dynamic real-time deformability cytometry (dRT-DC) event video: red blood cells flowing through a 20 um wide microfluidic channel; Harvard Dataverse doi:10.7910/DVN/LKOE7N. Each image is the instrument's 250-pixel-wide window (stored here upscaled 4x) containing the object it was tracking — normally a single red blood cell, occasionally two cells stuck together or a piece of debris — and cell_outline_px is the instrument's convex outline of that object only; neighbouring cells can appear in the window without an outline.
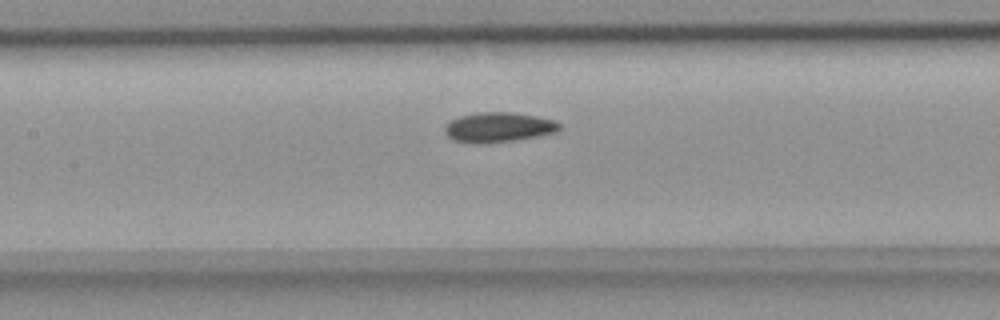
{"species": "common noctule bat (a hibernating species)", "species_latin": "Nyctalus noctula", "temperature_condition": "room temperature", "stored_images_in_passage": 37, "camera_frame_rate_fps": 3000, "um_per_image_px": 0.085, "animal": {"sex": "female", "body_mass_g": 18.4}, "frame": {"image": 1, "passage_image": 11, "time_ms": 3.333, "image_size_px": [1000, 320], "cell_outline_px": [[560, 128], [556, 132], [540, 136], [516, 140], [484, 144], [472, 144], [452, 140], [444, 132], [444, 128], [452, 120], [460, 116], [480, 112], [512, 112], [536, 116], [556, 120], [560, 124]], "centroid_in_image_um": [42.38, 10.83], "position_along_channel_um": 165.0, "area_um2": 20.17}}
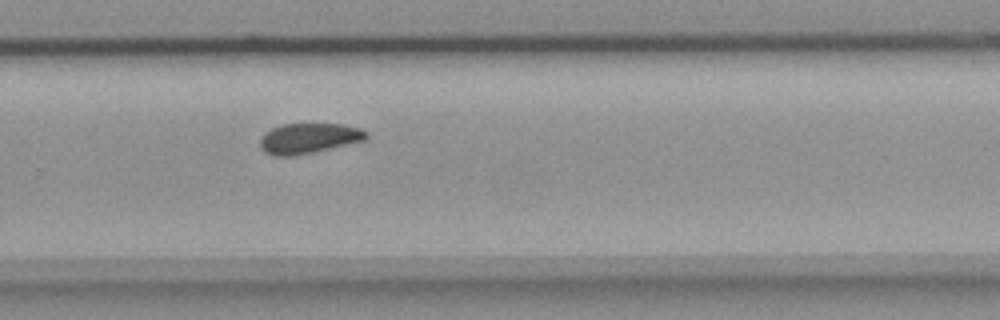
{"frame": {"image": 2, "passage_image": 22, "time_ms": 7.0, "image_size_px": [1000, 320], "cell_outline_px": [[368, 140], [312, 152], [292, 156], [272, 156], [264, 152], [260, 148], [260, 140], [264, 132], [272, 128], [284, 124], [344, 124], [360, 128], [368, 132]], "centroid_in_image_um": [26.25, 11.76], "position_along_channel_um": 303.5, "area_um2": 18.9}}
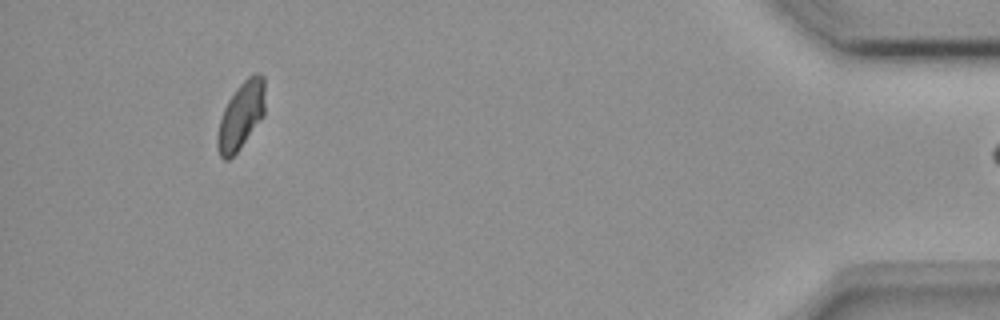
{"frame": {"image": 3, "passage_image": 36, "time_ms": 11.667, "image_size_px": [1000, 320], "cell_outline_px": [[264, 116], [240, 148], [228, 160], [224, 160], [220, 156], [216, 144], [216, 136], [220, 120], [224, 108], [228, 100], [236, 88], [252, 72], [256, 72], [264, 76]], "centroid_in_image_um": [20.48, 9.81], "position_along_channel_um": 414.7, "area_um2": 18.73}}